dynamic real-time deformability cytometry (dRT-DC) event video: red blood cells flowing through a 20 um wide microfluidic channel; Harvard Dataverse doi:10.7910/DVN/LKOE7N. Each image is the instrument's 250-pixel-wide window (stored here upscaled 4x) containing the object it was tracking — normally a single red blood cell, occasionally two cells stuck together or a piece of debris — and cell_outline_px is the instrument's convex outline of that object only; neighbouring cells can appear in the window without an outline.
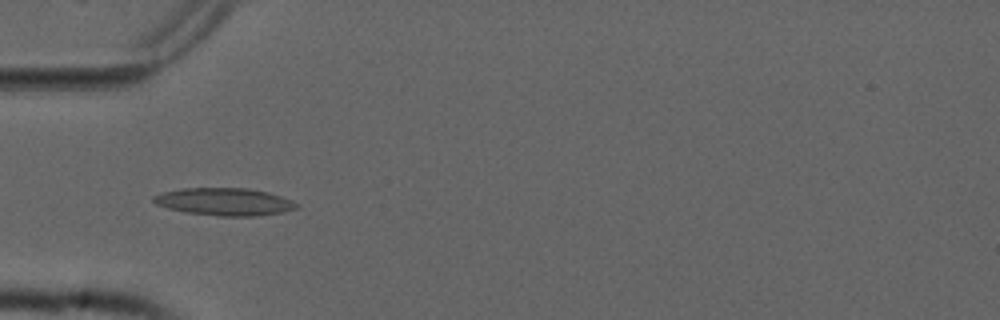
{"species": "common noctule bat (a hibernating species)", "species_latin": "Nyctalus noctula", "temperature_condition": "cold", "stored_images_in_passage": 17, "camera_frame_rate_fps": 3000, "um_per_image_px": 0.085, "animal": {"sex": "male", "forearm_length_mm": 52.5}, "frame": {"image": 1, "passage_image": 1, "time_ms": 0.0, "image_size_px": [1000, 320], "cell_outline_px": [[300, 204], [296, 208], [284, 212], [260, 216], [220, 216], [184, 212], [168, 208], [156, 204], [152, 200], [152, 196], [160, 192], [180, 188], [248, 188], [268, 192], [292, 200]], "centroid_in_image_um": [19.07, 17.14], "position_along_channel_um": 65.9, "area_um2": 23.18}}
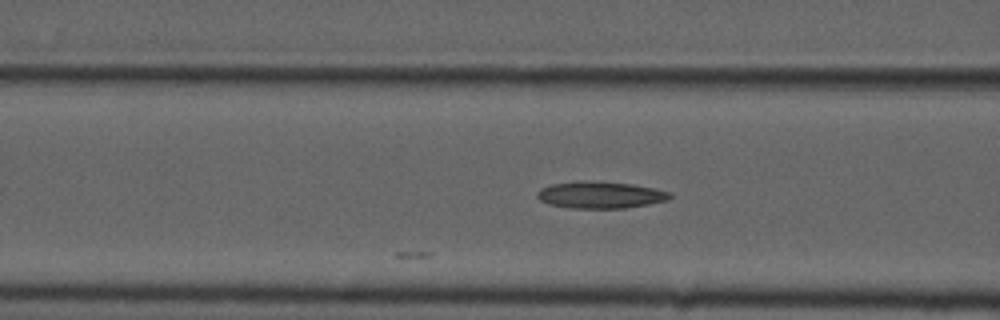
{"frame": {"image": 2, "passage_image": 5, "time_ms": 1.333, "image_size_px": [1000, 320], "cell_outline_px": [[672, 196], [668, 200], [648, 204], [624, 208], [568, 208], [548, 204], [540, 200], [536, 196], [536, 192], [540, 188], [552, 184], [572, 180], [580, 180], [632, 184], [672, 192]], "centroid_in_image_um": [50.98, 16.56], "position_along_channel_um": 115.6, "area_um2": 20.92}}
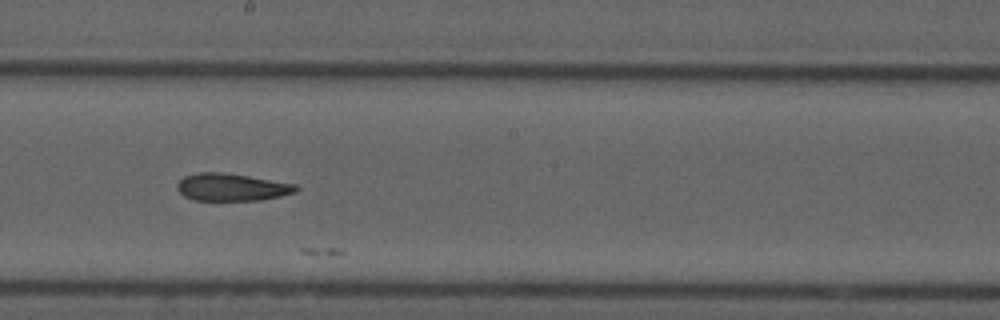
{"frame": {"image": 3, "passage_image": 14, "time_ms": 4.333, "image_size_px": [1000, 320], "cell_outline_px": [[300, 188], [296, 192], [280, 196], [260, 200], [192, 200], [184, 196], [176, 188], [176, 184], [184, 176], [200, 172], [220, 172], [248, 176], [296, 184]], "centroid_in_image_um": [19.69, 15.91], "position_along_channel_um": 228.5, "area_um2": 18.96}}